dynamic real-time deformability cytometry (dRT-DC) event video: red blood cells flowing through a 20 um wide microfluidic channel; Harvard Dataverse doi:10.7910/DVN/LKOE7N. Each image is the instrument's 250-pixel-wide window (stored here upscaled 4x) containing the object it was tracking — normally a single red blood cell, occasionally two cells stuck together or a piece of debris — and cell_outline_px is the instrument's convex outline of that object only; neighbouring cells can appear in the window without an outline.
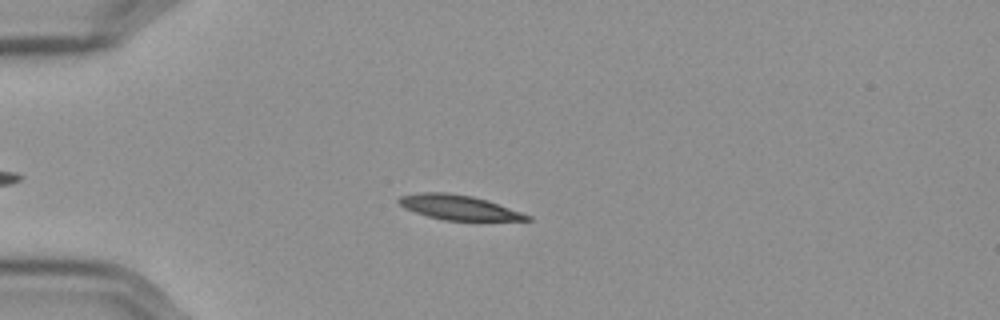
{"species": "Egyptian fruit bat (a non-hibernating species)", "species_latin": "Rousettus aegyptiacus", "temperature_condition": "cold", "stored_images_in_passage": 56, "camera_frame_rate_fps": 3000, "um_per_image_px": 0.085, "frame": {"image": 1, "passage_image": 14, "time_ms": 4.333, "image_size_px": [1000, 320], "cell_outline_px": [[532, 220], [444, 220], [428, 216], [404, 208], [396, 200], [400, 196], [424, 192], [444, 192], [472, 196], [532, 216]], "centroid_in_image_um": [38.94, 17.63], "position_along_channel_um": 46.1, "area_um2": 17.98}}
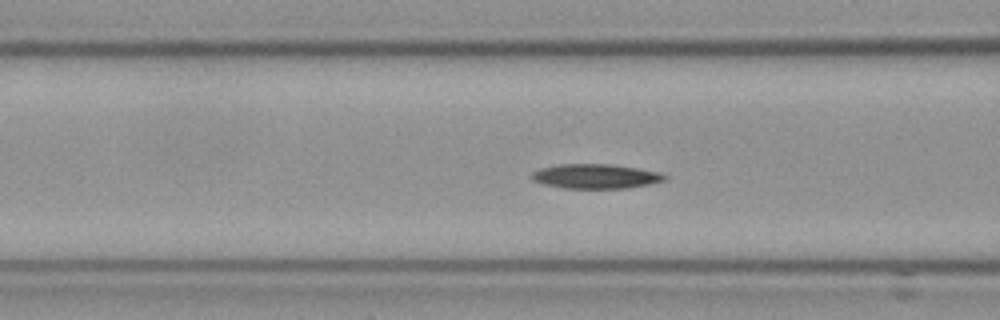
{"frame": {"image": 2, "passage_image": 22, "time_ms": 7.0, "image_size_px": [1000, 320], "cell_outline_px": [[668, 176], [664, 180], [648, 184], [628, 188], [564, 188], [544, 184], [532, 180], [532, 172], [540, 168], [556, 164], [612, 164], [640, 168], [660, 172]], "centroid_in_image_um": [50.63, 14.97], "position_along_channel_um": 116.0, "area_um2": 19.07}}
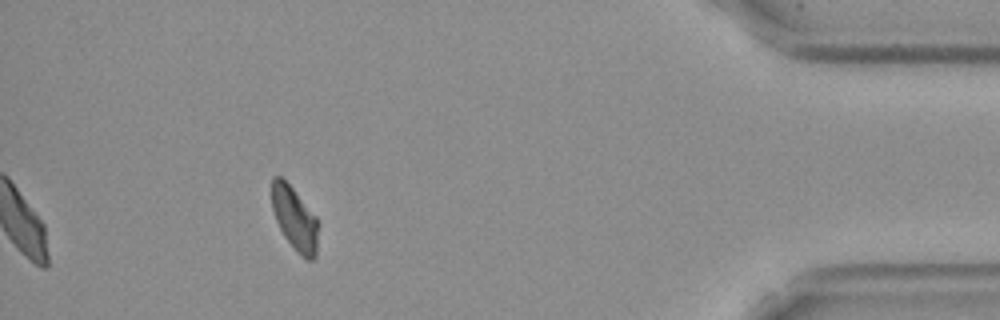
{"frame": {"image": 3, "passage_image": 51, "time_ms": 16.667, "image_size_px": [1000, 320], "cell_outline_px": [[316, 256], [312, 260], [308, 260], [300, 256], [296, 252], [284, 236], [276, 220], [272, 208], [272, 176], [280, 176], [292, 188], [316, 216]], "centroid_in_image_um": [25.02, 18.59], "position_along_channel_um": 410.2, "area_um2": 16.76}, "authors_computed_cell_mechanics": {"area_um2": 18.496, "velocity_mm_per_s": 3.556, "shape_relaxation_time_tau1_ms": 6.7729, "shape_relaxation_time_tau2_ms": null, "deformation_change_tau1": 0.1489, "deformation_change_tau2": null}}